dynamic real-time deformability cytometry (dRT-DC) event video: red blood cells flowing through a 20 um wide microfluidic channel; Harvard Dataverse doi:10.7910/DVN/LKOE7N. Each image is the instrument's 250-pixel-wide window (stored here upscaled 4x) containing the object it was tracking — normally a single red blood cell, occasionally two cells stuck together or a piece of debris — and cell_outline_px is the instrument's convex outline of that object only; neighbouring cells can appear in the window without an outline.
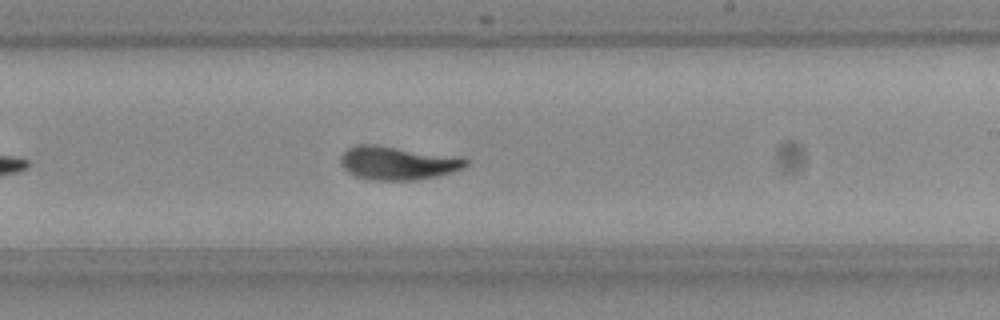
{"species": "Egyptian fruit bat (a non-hibernating species)", "species_latin": "Rousettus aegyptiacus", "temperature_condition": "room temperature", "stored_images_in_passage": 35, "camera_frame_rate_fps": 3000, "um_per_image_px": 0.085, "frame": {"image": 1, "passage_image": 20, "time_ms": 6.333, "image_size_px": [1000, 320], "cell_outline_px": [[468, 164], [464, 168], [436, 176], [416, 180], [372, 180], [356, 176], [348, 172], [340, 164], [340, 156], [348, 148], [356, 144], [376, 144], [460, 156], [468, 160]], "centroid_in_image_um": [33.8, 13.84], "position_along_channel_um": 255.2, "area_um2": 24.68}, "authors_computed_cell_mechanics": {"area_um2": 23.9292, "velocity_mm_per_s": 3.7485, "shape_relaxation_time_tau1_ms": 4.4576, "shape_relaxation_time_tau2_ms": 2.2557, "deformation_change_tau1": 0.1708, "deformation_change_tau2": 0.0739}}